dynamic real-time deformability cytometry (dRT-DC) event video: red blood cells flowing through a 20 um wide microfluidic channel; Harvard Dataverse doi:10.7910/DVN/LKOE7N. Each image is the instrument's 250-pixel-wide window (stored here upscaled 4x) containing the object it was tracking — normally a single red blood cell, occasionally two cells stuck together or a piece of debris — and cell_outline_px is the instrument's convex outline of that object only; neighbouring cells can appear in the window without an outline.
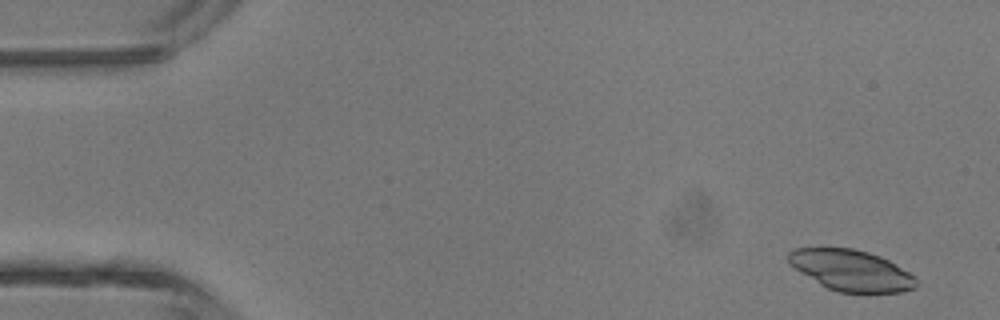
{"species": "common noctule bat (a hibernating species)", "species_latin": "Nyctalus noctula", "temperature_condition": "room temperature", "stored_images_in_passage": 4, "camera_frame_rate_fps": 3000, "um_per_image_px": 0.085, "animal": {"sex": "male", "body_mass_g": 13.3}, "frame": {"image": 1, "passage_image": 1, "time_ms": 0.0, "image_size_px": [1000, 320], "cell_outline_px": [[916, 288], [904, 292], [836, 292], [820, 284], [800, 272], [788, 264], [788, 252], [792, 248], [852, 248], [868, 252], [880, 256], [888, 260], [916, 276]], "centroid_in_image_um": [72.34, 22.98], "position_along_channel_um": 12.7, "area_um2": 30.52}}